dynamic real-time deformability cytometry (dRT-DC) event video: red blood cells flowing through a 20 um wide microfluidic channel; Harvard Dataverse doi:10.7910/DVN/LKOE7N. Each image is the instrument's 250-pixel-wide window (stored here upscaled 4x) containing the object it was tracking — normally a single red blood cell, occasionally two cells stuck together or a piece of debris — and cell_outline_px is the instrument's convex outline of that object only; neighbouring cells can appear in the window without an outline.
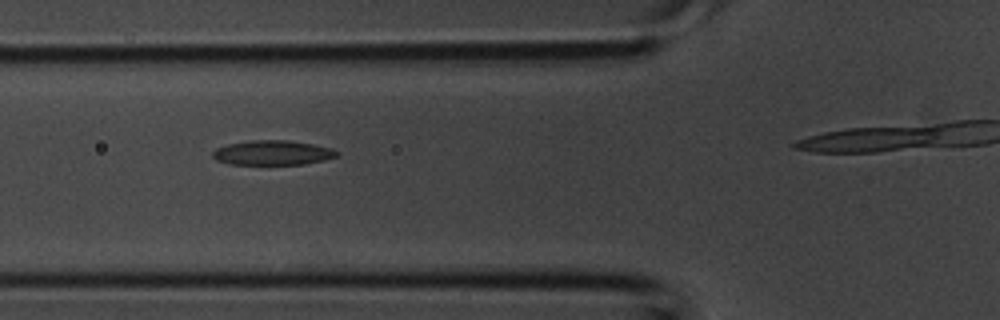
{"species": "common noctule bat (a hibernating species)", "species_latin": "Nyctalus noctula", "temperature_condition": "room temperature", "stored_images_in_passage": 13, "camera_frame_rate_fps": 3000, "um_per_image_px": 0.085, "animal": {"sex": "male", "body_mass_g": 20.1, "forearm_length_mm": 53.5}, "frame": {"image": 1, "passage_image": 10, "time_ms": 3.0, "image_size_px": [1000, 320], "cell_outline_px": [[340, 152], [336, 156], [324, 160], [304, 164], [228, 164], [216, 160], [212, 156], [212, 152], [216, 148], [228, 144], [248, 140], [288, 140], [312, 144], [332, 148]], "centroid_in_image_um": [23.15, 12.98], "position_along_channel_um": 102.6, "area_um2": 17.86}}